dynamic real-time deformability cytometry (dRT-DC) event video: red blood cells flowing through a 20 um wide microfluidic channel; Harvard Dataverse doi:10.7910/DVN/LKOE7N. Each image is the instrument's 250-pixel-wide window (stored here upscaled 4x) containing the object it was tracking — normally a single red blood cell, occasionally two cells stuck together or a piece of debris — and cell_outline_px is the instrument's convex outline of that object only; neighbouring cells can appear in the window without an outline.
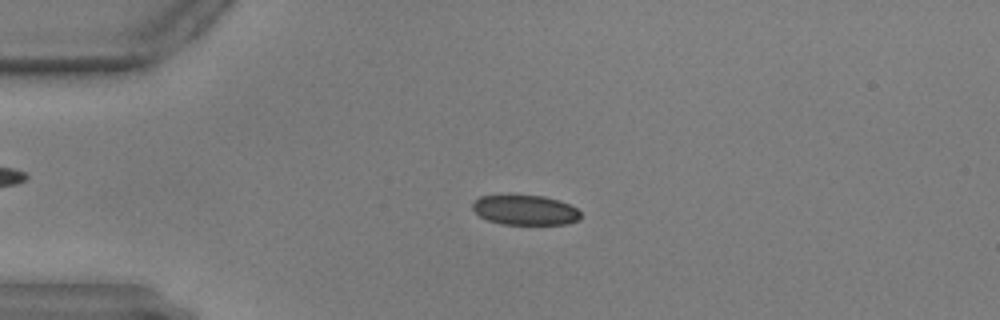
{"species": "common noctule bat (a hibernating species)", "species_latin": "Nyctalus noctula", "temperature_condition": "warm", "stored_images_in_passage": 58, "camera_frame_rate_fps": 3000, "um_per_image_px": 0.085, "animal": {"sex": "male", "body_mass_g": 17.9, "forearm_length_mm": 54.2}, "frame": {"image": 1, "passage_image": 14, "time_ms": 4.333, "image_size_px": [1000, 320], "cell_outline_px": [[580, 220], [568, 224], [504, 224], [488, 220], [480, 216], [472, 208], [472, 204], [480, 196], [544, 196], [560, 200], [576, 208], [580, 212]], "centroid_in_image_um": [44.68, 17.86], "position_along_channel_um": 40.3, "area_um2": 18.61}}
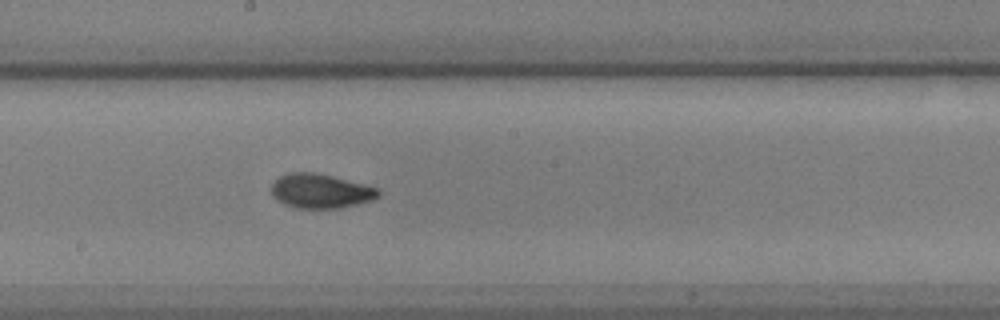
{"frame": {"image": 2, "passage_image": 32, "time_ms": 10.333, "image_size_px": [1000, 320], "cell_outline_px": [[380, 196], [372, 200], [340, 208], [296, 208], [284, 204], [276, 200], [272, 196], [272, 184], [280, 176], [288, 172], [312, 172], [332, 176], [380, 188]], "centroid_in_image_um": [27.25, 16.24], "position_along_channel_um": 220.9, "area_um2": 21.44}}
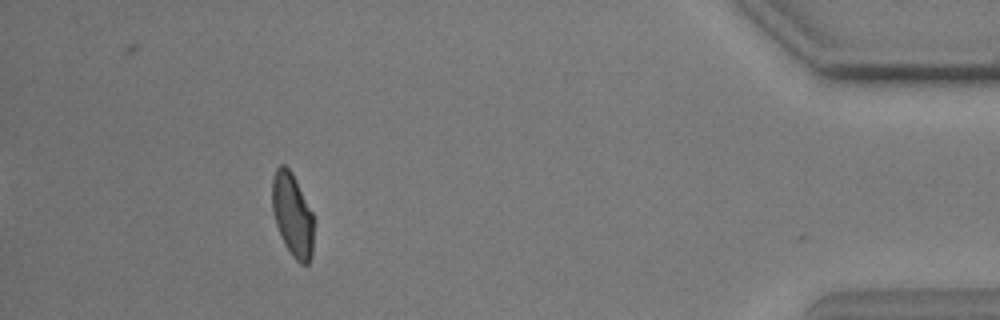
{"frame": {"image": 3, "passage_image": 53, "time_ms": 17.333, "image_size_px": [1000, 320], "cell_outline_px": [[312, 256], [308, 264], [300, 264], [292, 256], [284, 244], [280, 236], [272, 212], [272, 176], [276, 168], [280, 164], [284, 164], [292, 172], [312, 212]], "centroid_in_image_um": [24.83, 18.25], "position_along_channel_um": 410.4, "area_um2": 20.17}}